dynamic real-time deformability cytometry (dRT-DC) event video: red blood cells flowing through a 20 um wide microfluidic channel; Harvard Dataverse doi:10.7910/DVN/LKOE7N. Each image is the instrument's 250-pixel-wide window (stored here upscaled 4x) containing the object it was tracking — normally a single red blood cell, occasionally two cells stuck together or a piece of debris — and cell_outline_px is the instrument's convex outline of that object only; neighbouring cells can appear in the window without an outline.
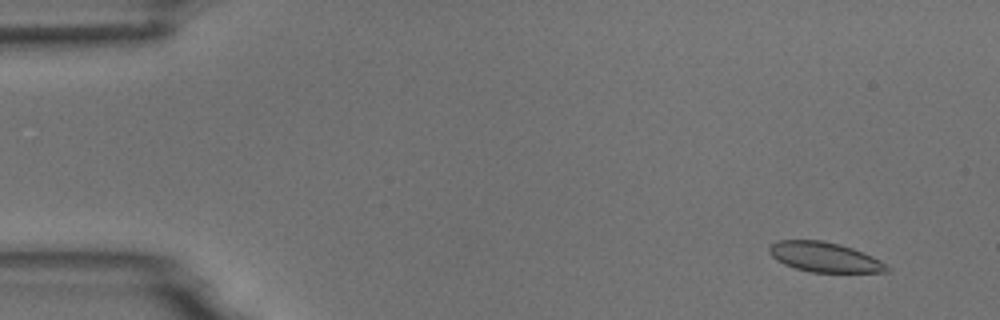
{"species": "common noctule bat (a hibernating species)", "species_latin": "Nyctalus noctula", "temperature_condition": "room temperature", "stored_images_in_passage": 7, "camera_frame_rate_fps": 3000, "um_per_image_px": 0.085, "animal": {"sex": "male", "body_mass_g": 18.8}, "frame": {"image": 1, "passage_image": 2, "time_ms": 1.333, "image_size_px": [1000, 320], "cell_outline_px": [[892, 272], [812, 272], [796, 268], [784, 264], [776, 260], [768, 252], [768, 248], [772, 244], [780, 240], [824, 240], [840, 244], [852, 248], [872, 256], [880, 260], [892, 268]], "centroid_in_image_um": [70.12, 21.85], "position_along_channel_um": 14.9, "area_um2": 20.52}}
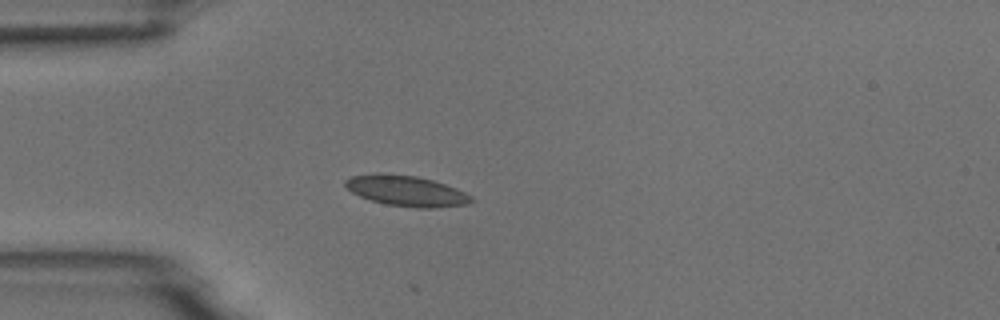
{"frame": {"image": 2, "passage_image": 5, "time_ms": 5.0, "image_size_px": [1000, 320], "cell_outline_px": [[476, 200], [468, 204], [432, 208], [416, 208], [384, 204], [360, 196], [352, 192], [344, 184], [344, 180], [352, 176], [380, 172], [416, 176], [432, 180], [456, 188], [472, 196]], "centroid_in_image_um": [34.55, 16.22], "position_along_channel_um": 50.5, "area_um2": 22.54}}